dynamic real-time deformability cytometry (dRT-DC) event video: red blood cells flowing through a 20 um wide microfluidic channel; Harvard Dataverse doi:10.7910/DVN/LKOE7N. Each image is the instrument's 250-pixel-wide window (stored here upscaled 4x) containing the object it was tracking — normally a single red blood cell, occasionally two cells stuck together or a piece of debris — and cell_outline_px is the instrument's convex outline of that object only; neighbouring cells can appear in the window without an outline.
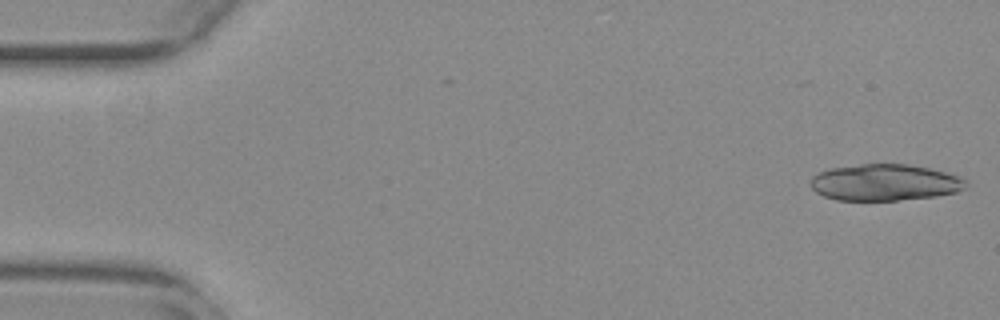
{"species": "common noctule bat (a hibernating species)", "species_latin": "Nyctalus noctula", "temperature_condition": "warm", "stored_images_in_passage": 55, "camera_frame_rate_fps": 3000, "um_per_image_px": 0.085, "animal": {"sex": "female", "body_mass_g": 29.2, "forearm_length_mm": 56.3}, "frame": {"image": 1, "passage_image": 1, "time_ms": 0.0, "image_size_px": [1000, 320], "cell_outline_px": [[968, 184], [964, 188], [956, 192], [936, 196], [896, 200], [836, 200], [824, 196], [816, 192], [812, 188], [812, 176], [828, 168], [860, 164], [908, 164], [928, 168], [960, 176]], "centroid_in_image_um": [75.2, 15.5], "position_along_channel_um": 9.8, "area_um2": 32.89}}
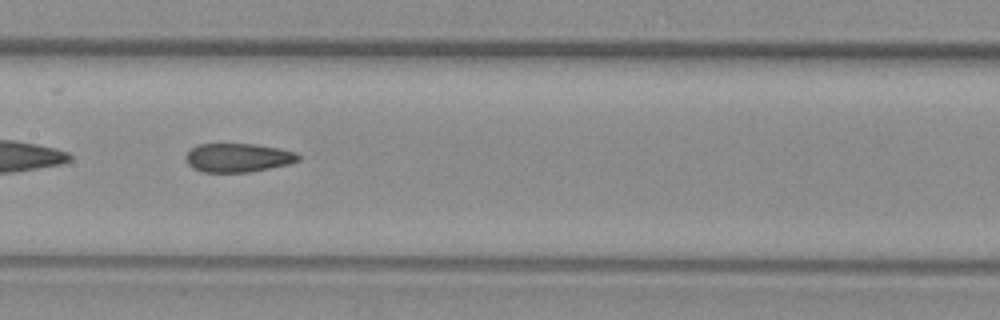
{"frame": {"image": 2, "passage_image": 27, "time_ms": 8.667, "image_size_px": [1000, 320], "cell_outline_px": [[300, 160], [288, 164], [248, 172], [200, 172], [192, 168], [184, 160], [184, 156], [196, 144], [256, 144], [280, 148], [296, 152], [300, 156]], "centroid_in_image_um": [20.2, 13.4], "position_along_channel_um": 187.2, "area_um2": 19.02}}
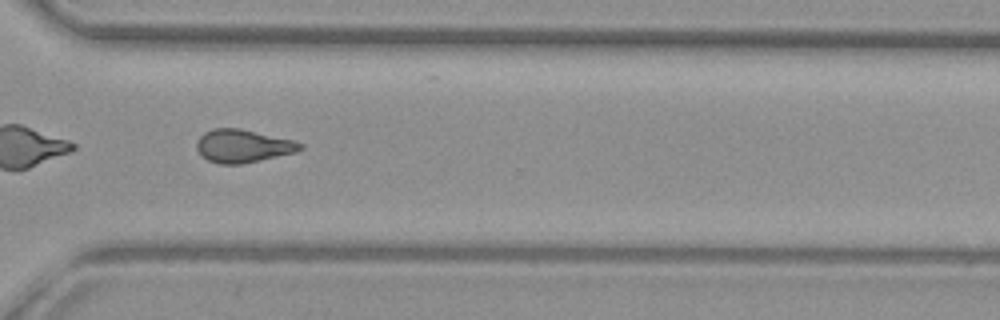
{"frame": {"image": 3, "passage_image": 40, "time_ms": 13.0, "image_size_px": [1000, 320], "cell_outline_px": [[304, 148], [296, 152], [260, 160], [240, 164], [220, 164], [208, 160], [200, 156], [196, 148], [196, 140], [204, 132], [212, 128], [240, 128], [292, 140], [304, 144]], "centroid_in_image_um": [20.61, 12.41], "position_along_channel_um": 350.0, "area_um2": 20.0}, "authors_computed_cell_mechanics": {"area_um2": 20.1722, "velocity_mm_per_s": 3.759, "shape_relaxation_time_tau1_ms": null, "shape_relaxation_time_tau2_ms": 2.2027, "deformation_change_tau1": null, "deformation_change_tau2": 0.0962}}